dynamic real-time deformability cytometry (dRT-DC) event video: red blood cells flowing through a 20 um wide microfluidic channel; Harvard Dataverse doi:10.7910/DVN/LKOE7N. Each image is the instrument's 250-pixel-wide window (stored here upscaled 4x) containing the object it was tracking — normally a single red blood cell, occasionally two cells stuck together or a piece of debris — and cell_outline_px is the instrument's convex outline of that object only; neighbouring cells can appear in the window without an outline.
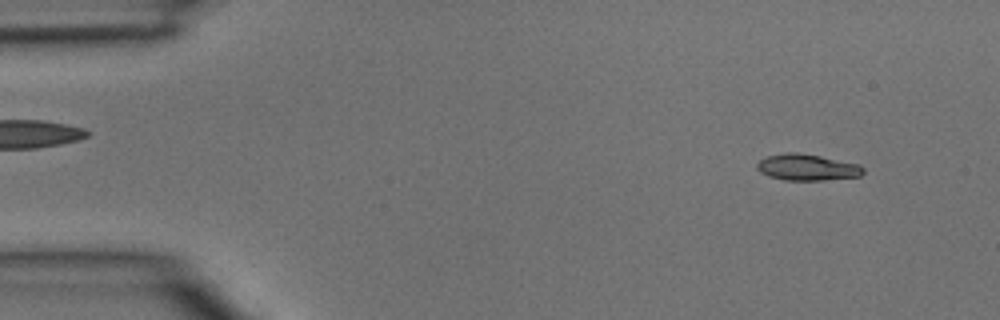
{"species": "common noctule bat (a hibernating species)", "species_latin": "Nyctalus noctula", "temperature_condition": "room temperature", "stored_images_in_passage": 4, "camera_frame_rate_fps": 3000, "um_per_image_px": 0.085, "animal": {"sex": "male", "body_mass_g": 15.6}, "frame": {"image": 1, "passage_image": 4, "time_ms": 1.0, "image_size_px": [1000, 320], "cell_outline_px": [[864, 172], [860, 176], [824, 180], [784, 180], [768, 176], [760, 172], [756, 168], [756, 164], [760, 160], [768, 156], [784, 152], [796, 152], [820, 156], [860, 164], [864, 168]], "centroid_in_image_um": [68.6, 14.22], "position_along_channel_um": 16.4, "area_um2": 16.36}}